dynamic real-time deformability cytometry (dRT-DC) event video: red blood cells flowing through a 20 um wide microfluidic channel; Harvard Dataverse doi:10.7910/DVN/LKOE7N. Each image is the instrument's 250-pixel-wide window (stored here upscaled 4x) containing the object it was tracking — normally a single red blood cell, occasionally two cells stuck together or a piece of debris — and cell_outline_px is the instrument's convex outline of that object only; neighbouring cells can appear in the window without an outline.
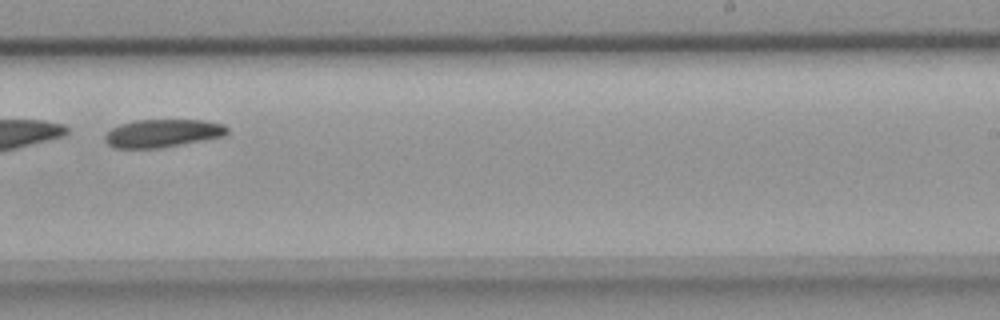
{"species": "common noctule bat (a hibernating species)", "species_latin": "Nyctalus noctula", "temperature_condition": "room temperature", "stored_images_in_passage": 37, "camera_frame_rate_fps": 3000, "um_per_image_px": 0.085, "animal": {"sex": "female", "body_mass_g": 18.4}, "frame": {"image": 1, "passage_image": 22, "time_ms": 7.0, "image_size_px": [1000, 320], "cell_outline_px": [[228, 132], [224, 136], [160, 148], [112, 148], [104, 140], [104, 136], [112, 128], [120, 124], [136, 120], [204, 120], [224, 124], [228, 128]], "centroid_in_image_um": [13.81, 11.32], "position_along_channel_um": 275.2, "area_um2": 19.94}}